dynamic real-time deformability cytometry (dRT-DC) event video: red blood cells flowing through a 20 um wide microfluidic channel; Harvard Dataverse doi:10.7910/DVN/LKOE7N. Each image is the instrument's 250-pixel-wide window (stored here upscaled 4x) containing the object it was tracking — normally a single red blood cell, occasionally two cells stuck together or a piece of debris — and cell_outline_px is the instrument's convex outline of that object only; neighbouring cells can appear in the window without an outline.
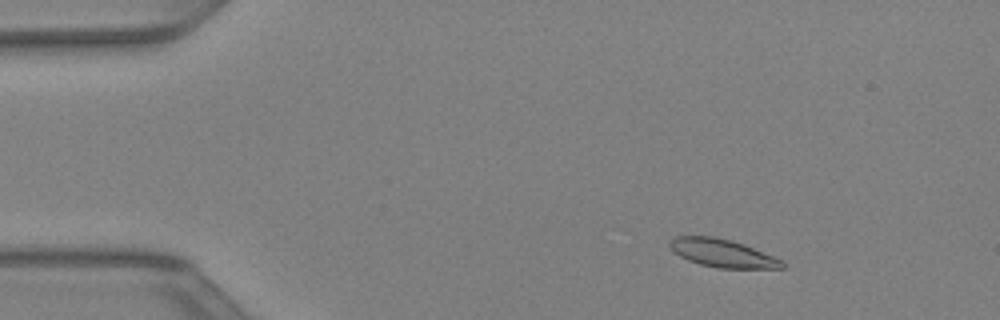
{"species": "Egyptian fruit bat (a non-hibernating species)", "species_latin": "Rousettus aegyptiacus", "temperature_condition": "warm", "stored_images_in_passage": 42, "camera_frame_rate_fps": 3000, "um_per_image_px": 0.085, "animal": {"sex": "female"}, "frame": {"image": 1, "passage_image": 5, "time_ms": 1.333, "image_size_px": [1000, 320], "cell_outline_px": [[784, 268], [720, 268], [700, 264], [688, 260], [680, 256], [668, 248], [668, 240], [676, 236], [712, 236], [732, 240], [744, 244], [784, 260]], "centroid_in_image_um": [61.38, 21.5], "position_along_channel_um": 23.6, "area_um2": 18.5}}
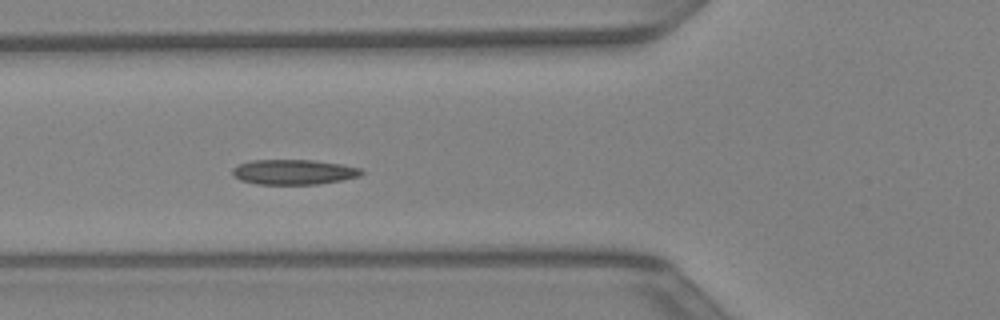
{"frame": {"image": 2, "passage_image": 15, "time_ms": 4.667, "image_size_px": [1000, 320], "cell_outline_px": [[364, 172], [360, 176], [340, 180], [316, 184], [256, 184], [240, 180], [232, 176], [232, 168], [240, 164], [252, 160], [312, 160], [340, 164], [360, 168]], "centroid_in_image_um": [24.92, 14.62], "position_along_channel_um": 100.9, "area_um2": 18.73}}
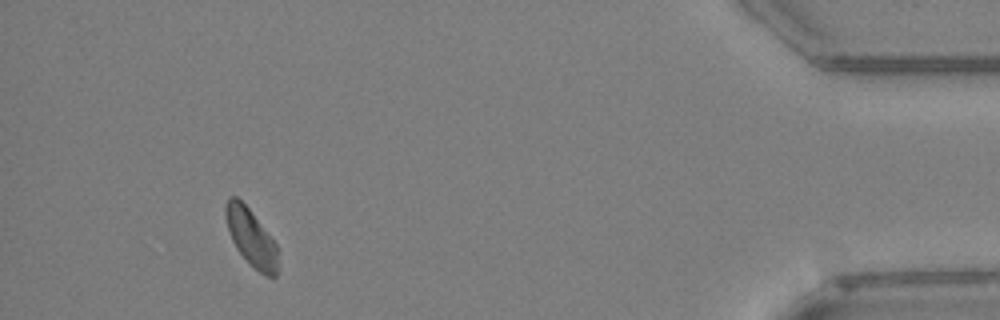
{"frame": {"image": 3, "passage_image": 39, "time_ms": 12.667, "image_size_px": [1000, 320], "cell_outline_px": [[276, 276], [264, 276], [236, 248], [232, 240], [224, 216], [224, 208], [228, 196], [236, 196], [248, 208], [276, 244]], "centroid_in_image_um": [21.29, 20.13], "position_along_channel_um": 413.9, "area_um2": 16.76}}